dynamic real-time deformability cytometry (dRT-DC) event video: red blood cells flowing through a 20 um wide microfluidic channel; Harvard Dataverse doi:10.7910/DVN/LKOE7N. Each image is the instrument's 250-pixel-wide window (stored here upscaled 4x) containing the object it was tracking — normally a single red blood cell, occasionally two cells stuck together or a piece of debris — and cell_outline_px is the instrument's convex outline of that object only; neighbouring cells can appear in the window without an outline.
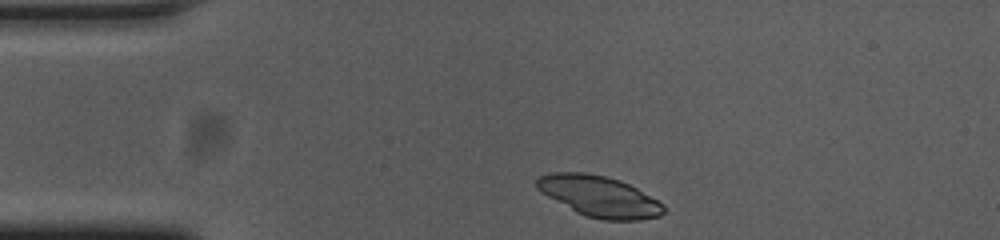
{"species": "common noctule bat (a hibernating species)", "species_latin": "Nyctalus noctula", "temperature_condition": "cold", "stored_images_in_passage": 37, "camera_frame_rate_fps": 3000, "um_per_image_px": 0.085, "animal": {"sex": "female", "body_mass_g": 23.0, "forearm_length_mm": 53.4}, "frame": {"image": 1, "passage_image": 1, "time_ms": 0.0, "image_size_px": [1000, 240], "cell_outline_px": [[664, 212], [660, 216], [640, 220], [604, 220], [584, 216], [576, 212], [540, 192], [536, 188], [536, 176], [552, 172], [584, 172], [604, 176], [620, 180], [636, 188], [664, 204]], "centroid_in_image_um": [50.9, 16.69], "position_along_channel_um": 34.1, "area_um2": 30.29}}